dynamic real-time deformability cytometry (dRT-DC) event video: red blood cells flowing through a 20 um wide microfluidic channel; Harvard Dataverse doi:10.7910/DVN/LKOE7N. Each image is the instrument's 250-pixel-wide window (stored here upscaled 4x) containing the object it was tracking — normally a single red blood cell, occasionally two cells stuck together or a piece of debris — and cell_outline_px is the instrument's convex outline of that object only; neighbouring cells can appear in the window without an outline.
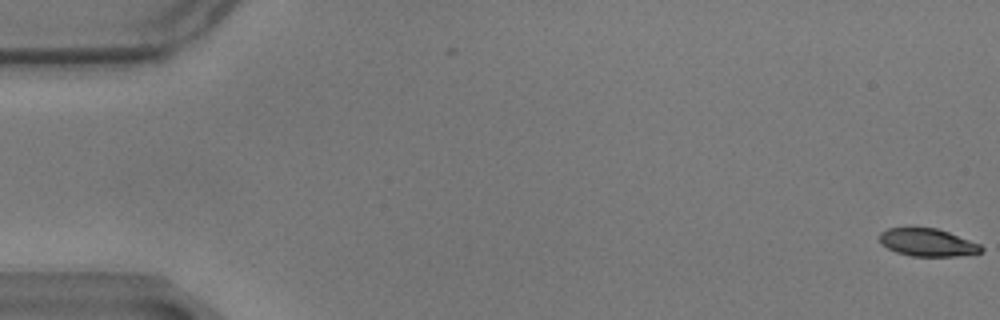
{"species": "common noctule bat (a hibernating species)", "species_latin": "Nyctalus noctula", "temperature_condition": "warm", "stored_images_in_passage": 23, "camera_frame_rate_fps": 3000, "um_per_image_px": 0.085, "animal": {"sex": "male", "body_mass_g": 17.9}, "frame": {"image": 1, "passage_image": 1, "time_ms": 0.0, "image_size_px": [1000, 320], "cell_outline_px": [[984, 248], [980, 252], [956, 256], [912, 256], [896, 252], [880, 244], [880, 232], [888, 228], [936, 228], [948, 232], [980, 244]], "centroid_in_image_um": [78.82, 20.61], "position_along_channel_um": 6.2, "area_um2": 16.24}}
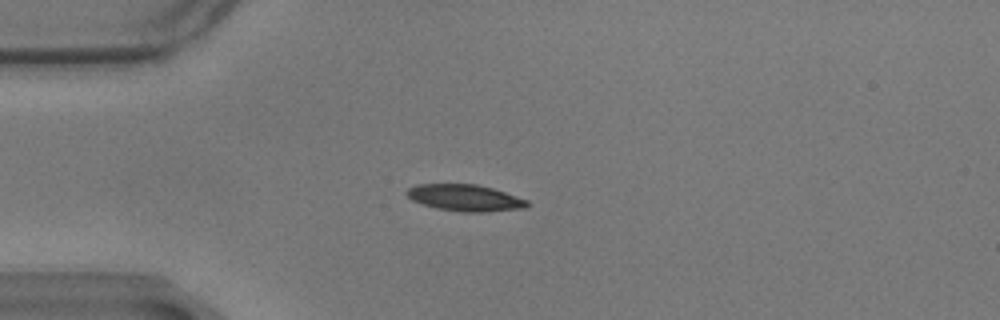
{"frame": {"image": 2, "passage_image": 16, "time_ms": 5.0, "image_size_px": [1000, 320], "cell_outline_px": [[528, 208], [484, 212], [464, 212], [436, 208], [412, 200], [404, 192], [408, 188], [416, 184], [476, 184], [492, 188], [528, 200]], "centroid_in_image_um": [39.53, 16.81], "position_along_channel_um": 45.5, "area_um2": 18.61}}